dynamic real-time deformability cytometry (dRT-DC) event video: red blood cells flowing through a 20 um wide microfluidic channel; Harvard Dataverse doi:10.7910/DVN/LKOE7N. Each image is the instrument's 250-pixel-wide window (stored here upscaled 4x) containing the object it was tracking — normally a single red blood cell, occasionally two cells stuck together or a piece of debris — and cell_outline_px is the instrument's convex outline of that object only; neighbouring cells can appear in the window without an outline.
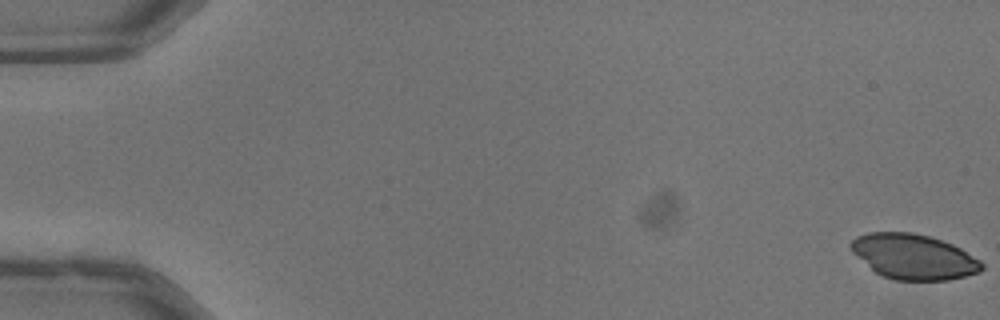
{"species": "common noctule bat (a hibernating species)", "species_latin": "Nyctalus noctula", "temperature_condition": "warm", "stored_images_in_passage": 53, "camera_frame_rate_fps": 3000, "um_per_image_px": 0.085, "animal": {"sex": "male", "body_mass_g": 13.3}, "frame": {"image": 1, "passage_image": 1, "time_ms": 0.0, "image_size_px": [1000, 320], "cell_outline_px": [[984, 268], [980, 272], [948, 280], [896, 280], [884, 276], [876, 272], [852, 252], [848, 244], [856, 236], [868, 232], [912, 232], [928, 236], [952, 244], [960, 248], [980, 260], [984, 264]], "centroid_in_image_um": [77.65, 21.81], "position_along_channel_um": 7.3, "area_um2": 34.28}}